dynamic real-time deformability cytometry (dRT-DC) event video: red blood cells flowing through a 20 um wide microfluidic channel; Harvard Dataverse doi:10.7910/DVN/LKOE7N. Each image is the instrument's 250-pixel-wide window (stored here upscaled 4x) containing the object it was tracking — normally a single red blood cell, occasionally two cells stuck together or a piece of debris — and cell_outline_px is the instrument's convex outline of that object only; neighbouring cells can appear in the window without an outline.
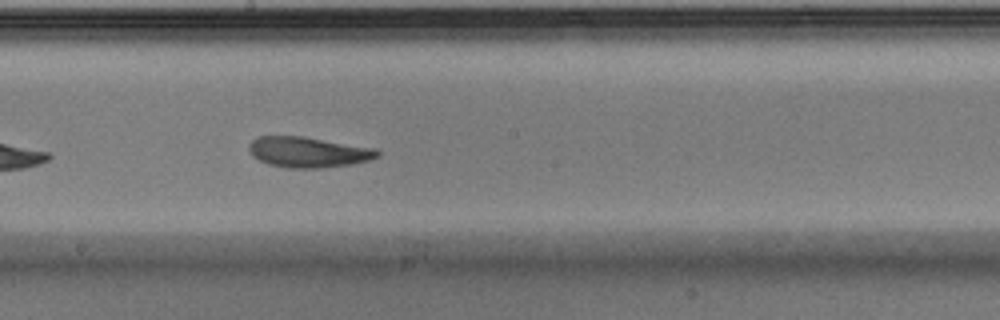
{"species": "Egyptian fruit bat (a non-hibernating species)", "species_latin": "Rousettus aegyptiacus", "temperature_condition": "warm", "stored_images_in_passage": 26, "camera_frame_rate_fps": 3000, "um_per_image_px": 0.085, "animal": {"sex": "male"}, "frame": {"image": 1, "passage_image": 12, "time_ms": 3.667, "image_size_px": [1000, 320], "cell_outline_px": [[380, 156], [368, 160], [352, 164], [320, 168], [288, 168], [268, 164], [252, 156], [248, 148], [248, 144], [252, 140], [260, 136], [304, 136], [376, 148], [380, 152]], "centroid_in_image_um": [26.2, 12.92], "position_along_channel_um": 222.0, "area_um2": 23.0}}
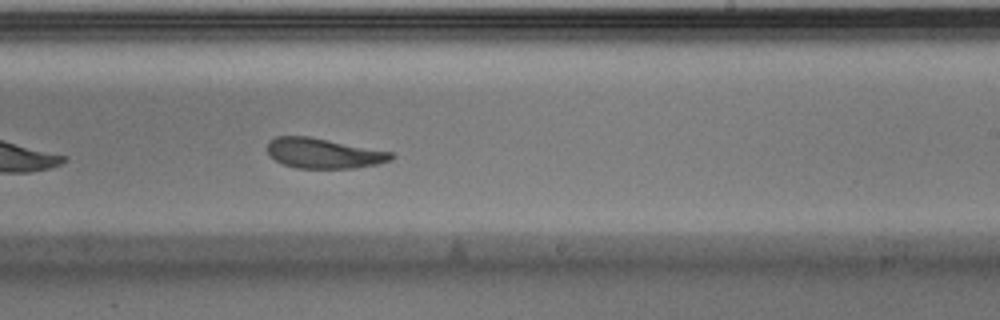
{"frame": {"image": 2, "passage_image": 15, "time_ms": 4.667, "image_size_px": [1000, 320], "cell_outline_px": [[396, 156], [392, 160], [376, 164], [356, 168], [296, 168], [284, 164], [268, 156], [268, 140], [276, 136], [308, 136], [392, 152]], "centroid_in_image_um": [27.5, 13.03], "position_along_channel_um": 261.5, "area_um2": 21.73}}